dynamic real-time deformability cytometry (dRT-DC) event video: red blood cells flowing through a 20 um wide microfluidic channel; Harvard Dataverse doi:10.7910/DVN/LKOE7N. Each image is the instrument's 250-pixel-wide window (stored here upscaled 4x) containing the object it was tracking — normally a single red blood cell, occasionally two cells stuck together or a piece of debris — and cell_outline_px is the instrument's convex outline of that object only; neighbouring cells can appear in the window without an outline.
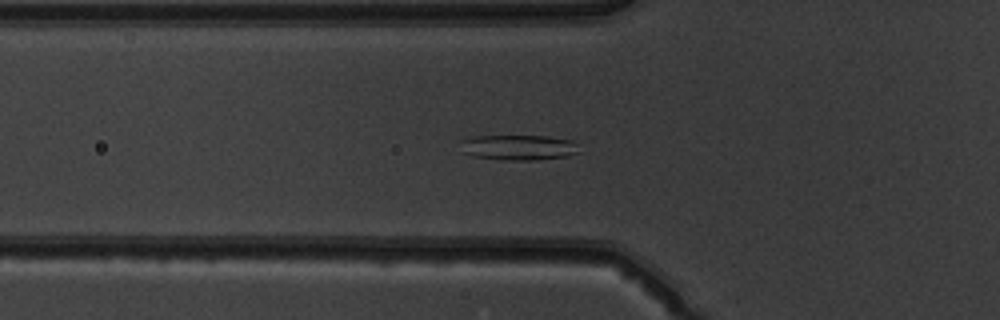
{"species": "common noctule bat (a hibernating species)", "species_latin": "Nyctalus noctula", "temperature_condition": "warm", "stored_images_in_passage": 51, "camera_frame_rate_fps": 3000, "um_per_image_px": 0.085, "animal": {"sex": "male", "body_mass_g": 19.5, "forearm_length_mm": 54.6}, "frame": {"image": 1, "passage_image": 18, "time_ms": 5.667, "image_size_px": [1000, 320], "cell_outline_px": [[580, 152], [568, 156], [536, 160], [500, 160], [472, 156], [464, 152], [460, 140], [472, 136], [548, 136], [572, 140], [576, 144]], "centroid_in_image_um": [44.09, 12.53], "position_along_channel_um": 81.7, "area_um2": 17.63}}
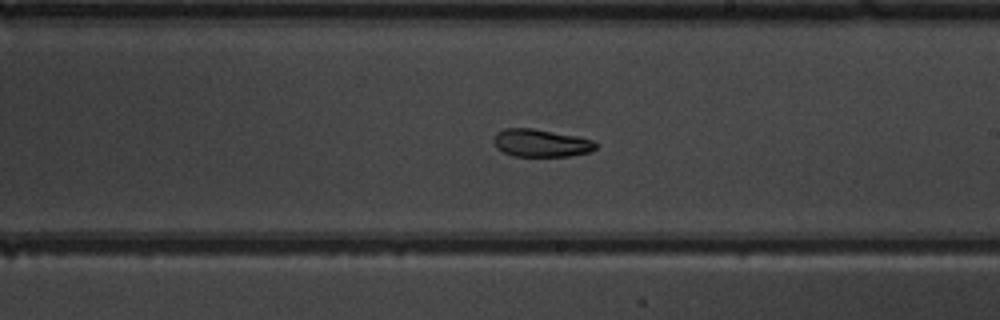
{"frame": {"image": 2, "passage_image": 30, "time_ms": 9.667, "image_size_px": [1000, 320], "cell_outline_px": [[600, 144], [596, 148], [588, 152], [568, 156], [512, 156], [496, 148], [492, 140], [496, 132], [504, 128], [532, 128], [576, 136], [592, 140]], "centroid_in_image_um": [45.95, 12.15], "position_along_channel_um": 243.1, "area_um2": 16.53}}
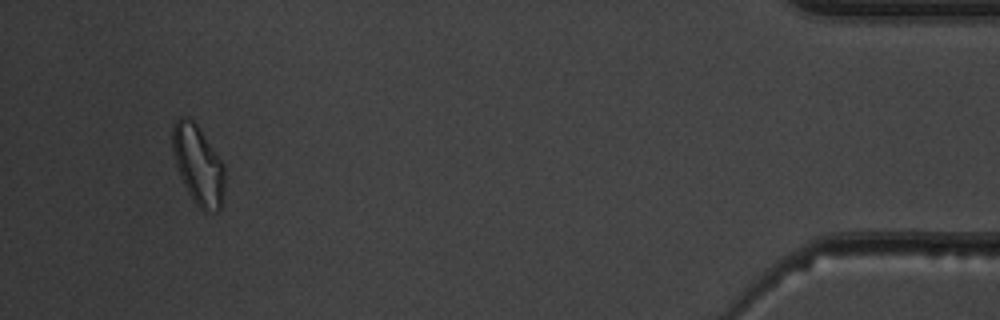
{"frame": {"image": 3, "passage_image": 48, "time_ms": 15.667, "image_size_px": [1000, 320], "cell_outline_px": [[224, 192], [220, 208], [216, 212], [204, 212], [192, 200], [180, 176], [176, 164], [172, 148], [172, 124], [180, 116], [188, 116], [196, 124], [220, 160], [224, 168]], "centroid_in_image_um": [16.82, 14.03], "position_along_channel_um": 418.4, "area_um2": 23.87}}